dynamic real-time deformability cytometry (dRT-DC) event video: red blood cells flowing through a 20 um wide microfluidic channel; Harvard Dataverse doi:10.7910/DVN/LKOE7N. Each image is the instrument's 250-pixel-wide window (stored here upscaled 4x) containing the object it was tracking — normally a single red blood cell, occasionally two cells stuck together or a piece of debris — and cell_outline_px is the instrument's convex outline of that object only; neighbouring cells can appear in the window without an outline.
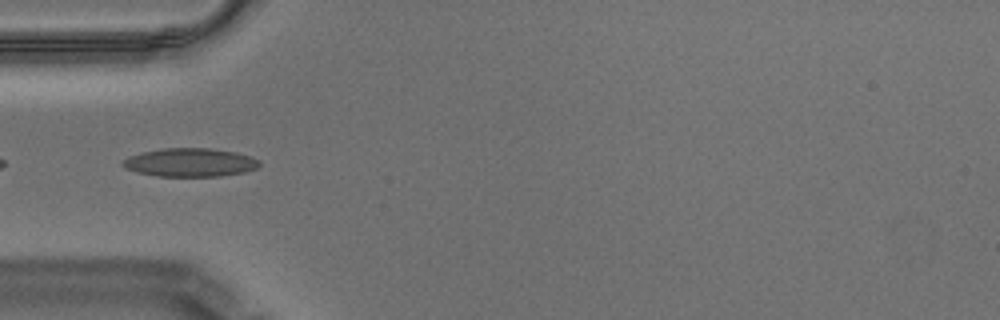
{"species": "Egyptian fruit bat (a non-hibernating species)", "species_latin": "Rousettus aegyptiacus", "temperature_condition": "warm", "stored_images_in_passage": 28, "camera_frame_rate_fps": 3000, "um_per_image_px": 0.085, "animal": {"sex": "male"}, "frame": {"image": 1, "passage_image": 5, "time_ms": 1.333, "image_size_px": [1000, 320], "cell_outline_px": [[260, 164], [256, 168], [244, 172], [220, 176], [156, 176], [136, 172], [124, 168], [120, 164], [128, 156], [160, 148], [208, 148], [236, 152], [260, 160]], "centroid_in_image_um": [16.12, 13.81], "position_along_channel_um": 68.9, "area_um2": 22.66}}